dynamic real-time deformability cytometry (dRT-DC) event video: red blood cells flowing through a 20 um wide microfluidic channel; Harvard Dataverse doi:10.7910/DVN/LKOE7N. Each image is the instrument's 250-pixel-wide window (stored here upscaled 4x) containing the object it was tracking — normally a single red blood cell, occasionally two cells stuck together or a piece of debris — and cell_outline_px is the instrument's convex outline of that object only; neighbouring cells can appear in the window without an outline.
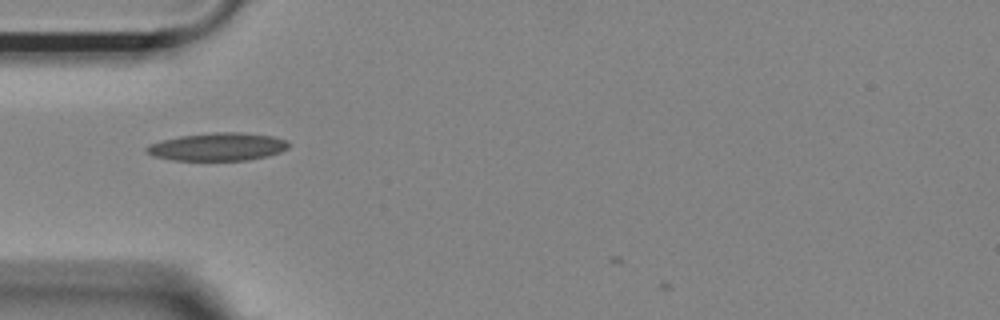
{"species": "Egyptian fruit bat (a non-hibernating species)", "species_latin": "Rousettus aegyptiacus", "temperature_condition": "room temperature", "stored_images_in_passage": 31, "camera_frame_rate_fps": 3000, "um_per_image_px": 0.085, "animal": {"sex": "female"}, "frame": {"image": 1, "passage_image": 3, "time_ms": 0.667, "image_size_px": [1000, 320], "cell_outline_px": [[292, 144], [288, 148], [280, 152], [268, 156], [248, 160], [172, 160], [152, 156], [144, 148], [148, 144], [160, 140], [180, 136], [212, 132], [244, 132], [272, 136], [288, 140]], "centroid_in_image_um": [18.52, 12.47], "position_along_channel_um": 66.5, "area_um2": 23.41}}
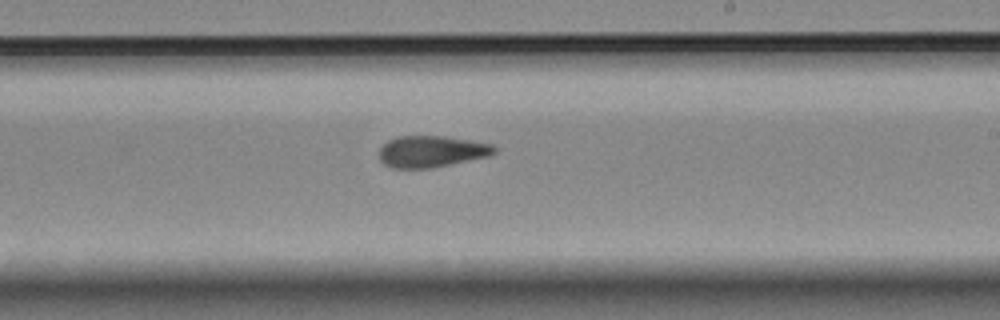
{"frame": {"image": 2, "passage_image": 18, "time_ms": 5.667, "image_size_px": [1000, 320], "cell_outline_px": [[496, 152], [488, 156], [428, 168], [392, 168], [384, 164], [380, 160], [380, 148], [388, 140], [396, 136], [444, 136], [492, 144], [496, 148]], "centroid_in_image_um": [36.64, 12.86], "position_along_channel_um": 252.4, "area_um2": 20.87}}
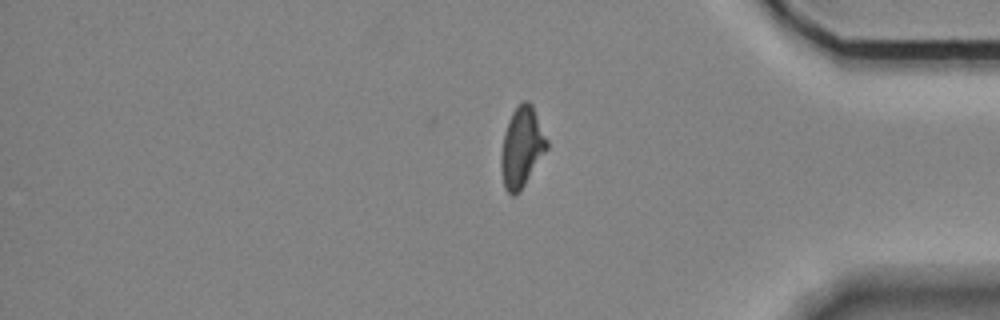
{"frame": {"image": 3, "passage_image": 31, "time_ms": 10.0, "image_size_px": [1000, 320], "cell_outline_px": [[548, 148], [524, 184], [512, 196], [504, 188], [500, 164], [500, 156], [504, 132], [508, 120], [512, 112], [524, 100], [528, 100], [532, 104], [548, 140]], "centroid_in_image_um": [44.34, 12.47], "position_along_channel_um": 390.9, "area_um2": 21.15}, "authors_computed_cell_mechanics": {"area_um2": 21.386, "velocity_mm_per_s": 3.6996, "shape_relaxation_time_tau1_ms": null, "shape_relaxation_time_tau2_ms": 4.8623, "deformation_change_tau1": null, "deformation_change_tau2": 0.1338}}